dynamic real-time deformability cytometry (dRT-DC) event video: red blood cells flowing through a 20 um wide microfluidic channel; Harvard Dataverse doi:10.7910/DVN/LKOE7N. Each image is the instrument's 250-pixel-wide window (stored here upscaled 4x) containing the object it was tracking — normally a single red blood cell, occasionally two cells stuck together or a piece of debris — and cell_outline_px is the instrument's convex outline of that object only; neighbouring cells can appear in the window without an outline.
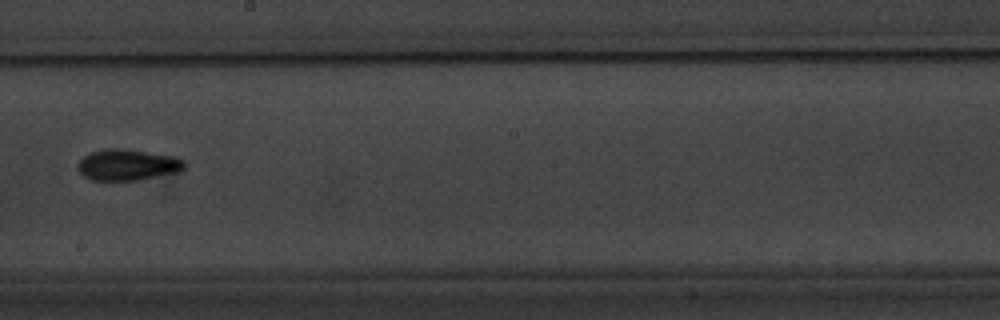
{"species": "common noctule bat (a hibernating species)", "species_latin": "Nyctalus noctula", "temperature_condition": "warm", "stored_images_in_passage": 11, "camera_frame_rate_fps": 3000, "um_per_image_px": 0.085, "animal": {"sex": "male", "body_mass_g": 20.1, "forearm_length_mm": 53.5}, "frame": {"image": 1, "passage_image": 10, "time_ms": 10.667, "image_size_px": [1000, 320], "cell_outline_px": [[184, 168], [180, 172], [140, 180], [92, 180], [84, 176], [76, 168], [80, 160], [84, 156], [92, 152], [108, 148], [124, 148], [176, 156], [184, 160]], "centroid_in_image_um": [10.87, 14.01], "position_along_channel_um": 237.3, "area_um2": 19.54}}